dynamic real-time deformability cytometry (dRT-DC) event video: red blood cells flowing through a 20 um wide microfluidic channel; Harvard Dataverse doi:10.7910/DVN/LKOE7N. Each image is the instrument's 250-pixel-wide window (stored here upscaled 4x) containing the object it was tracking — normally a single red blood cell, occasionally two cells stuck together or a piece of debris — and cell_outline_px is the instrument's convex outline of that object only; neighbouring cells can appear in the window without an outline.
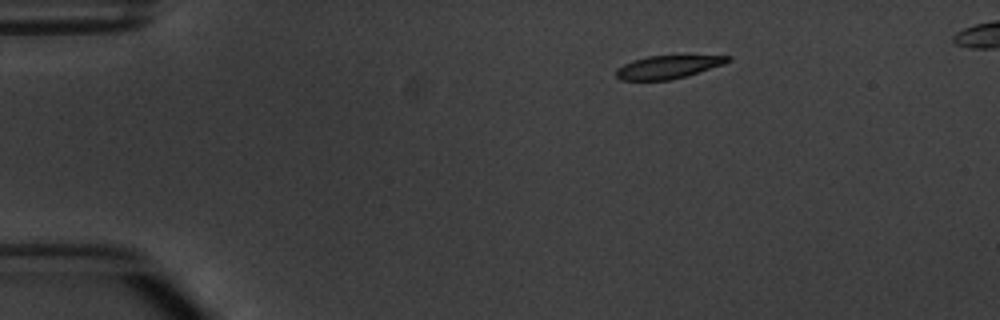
{"species": "common noctule bat (a hibernating species)", "species_latin": "Nyctalus noctula", "temperature_condition": "warm", "stored_images_in_passage": 3, "camera_frame_rate_fps": 3000, "um_per_image_px": 0.085, "animal": {"sex": "male", "body_mass_g": 20.1, "forearm_length_mm": 53.5}, "frame": {"image": 1, "passage_image": 1, "time_ms": 0.0, "image_size_px": [1000, 320], "cell_outline_px": [[732, 60], [724, 64], [672, 80], [620, 80], [616, 76], [616, 68], [632, 60], [648, 56], [732, 56]], "centroid_in_image_um": [56.74, 5.7], "position_along_channel_um": 28.3, "area_um2": 14.85}}